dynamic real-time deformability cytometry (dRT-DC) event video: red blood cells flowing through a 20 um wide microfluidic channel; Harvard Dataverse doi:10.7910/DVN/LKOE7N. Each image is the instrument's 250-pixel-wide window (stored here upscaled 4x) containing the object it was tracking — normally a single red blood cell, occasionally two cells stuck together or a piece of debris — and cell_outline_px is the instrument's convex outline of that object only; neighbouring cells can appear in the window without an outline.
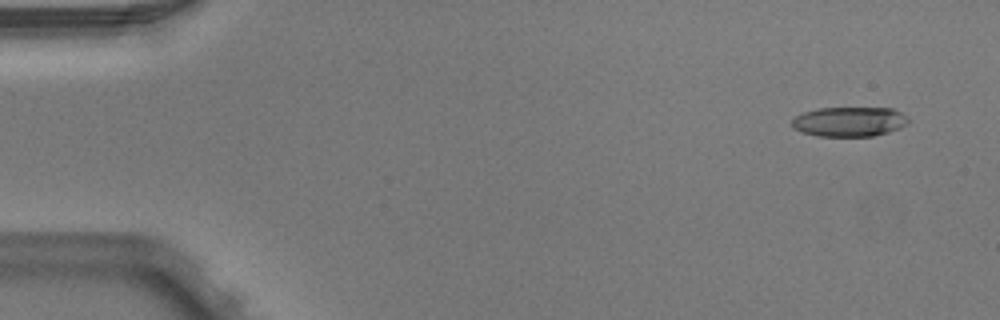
{"species": "Egyptian fruit bat (a non-hibernating species)", "species_latin": "Rousettus aegyptiacus", "temperature_condition": "warm", "stored_images_in_passage": 5, "camera_frame_rate_fps": 3000, "um_per_image_px": 0.085, "animal": {"sex": "male"}, "frame": {"image": 1, "passage_image": 1, "time_ms": 0.0, "image_size_px": [1000, 320], "cell_outline_px": [[908, 124], [900, 128], [888, 132], [872, 136], [816, 136], [800, 132], [792, 128], [792, 120], [796, 116], [804, 112], [816, 108], [892, 108], [908, 116]], "centroid_in_image_um": [72.18, 10.34], "position_along_channel_um": 12.8, "area_um2": 20.29}}
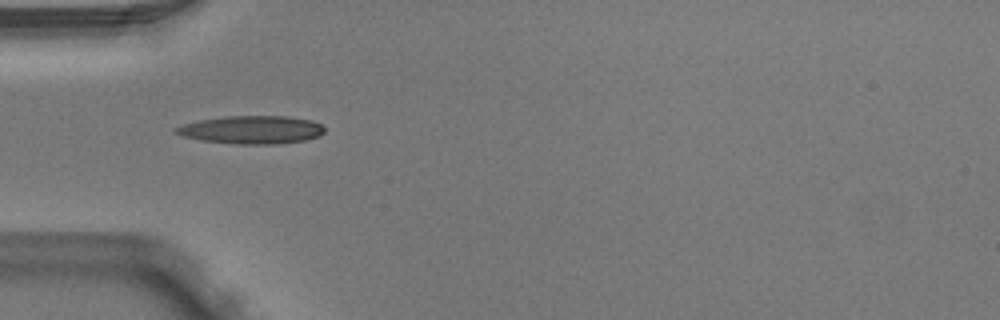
{"frame": {"image": 2, "passage_image": 4, "time_ms": 1.0, "image_size_px": [1000, 320], "cell_outline_px": [[324, 132], [320, 136], [304, 140], [276, 144], [236, 144], [204, 140], [184, 136], [172, 132], [176, 128], [184, 124], [200, 120], [228, 116], [288, 116], [312, 120], [320, 124], [324, 128]], "centroid_in_image_um": [21.43, 11.03], "position_along_channel_um": 63.6, "area_um2": 24.1}}
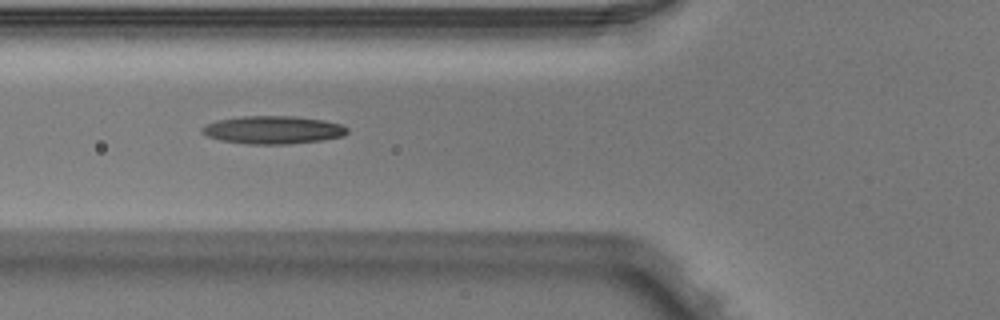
{"frame": {"image": 3, "passage_image": 5, "time_ms": 1.333, "image_size_px": [1000, 320], "cell_outline_px": [[348, 132], [344, 136], [324, 140], [288, 144], [252, 144], [220, 140], [208, 136], [200, 132], [200, 128], [216, 120], [240, 116], [292, 116], [324, 120], [340, 124], [348, 128]], "centroid_in_image_um": [23.21, 11.04], "position_along_channel_um": 102.6, "area_um2": 23.7}}